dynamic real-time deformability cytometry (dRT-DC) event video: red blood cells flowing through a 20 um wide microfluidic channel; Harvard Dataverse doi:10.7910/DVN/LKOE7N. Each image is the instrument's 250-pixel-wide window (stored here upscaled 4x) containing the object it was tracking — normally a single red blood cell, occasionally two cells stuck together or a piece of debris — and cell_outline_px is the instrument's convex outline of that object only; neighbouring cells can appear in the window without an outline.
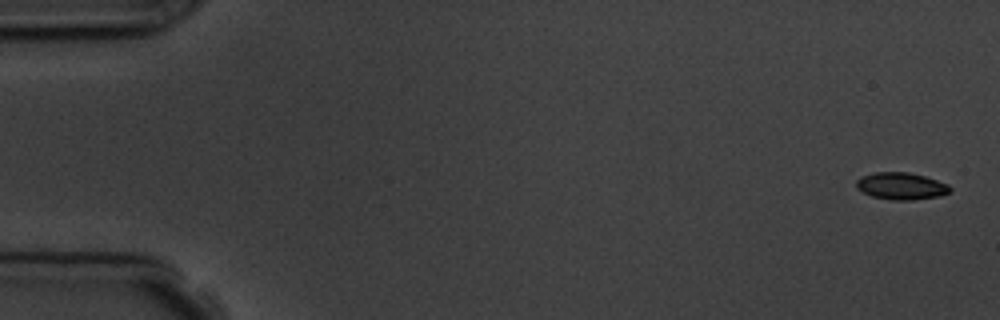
{"species": "common noctule bat (a hibernating species)", "species_latin": "Nyctalus noctula", "temperature_condition": "room temperature", "stored_images_in_passage": 5, "camera_frame_rate_fps": 3000, "um_per_image_px": 0.085, "animal": {"sex": "male", "body_mass_g": 19.5, "forearm_length_mm": 54.6}, "frame": {"image": 1, "passage_image": 1, "time_ms": 0.0, "image_size_px": [1000, 320], "cell_outline_px": [[952, 192], [940, 196], [912, 200], [892, 200], [872, 196], [856, 188], [856, 180], [860, 176], [872, 172], [908, 172], [924, 176], [948, 184], [952, 188]], "centroid_in_image_um": [76.6, 15.81], "position_along_channel_um": 8.4, "area_um2": 14.91}}
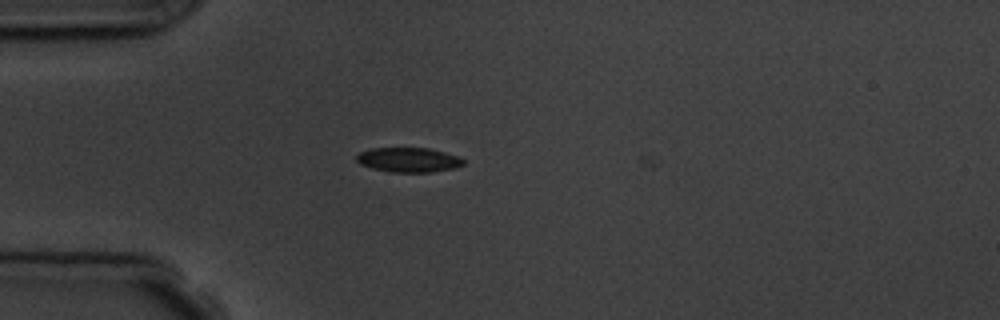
{"frame": {"image": 2, "passage_image": 5, "time_ms": 4.667, "image_size_px": [1000, 320], "cell_outline_px": [[464, 164], [456, 168], [432, 172], [388, 172], [372, 168], [360, 164], [356, 160], [356, 156], [360, 152], [372, 148], [428, 148], [444, 152], [456, 156], [464, 160]], "centroid_in_image_um": [34.71, 13.59], "position_along_channel_um": 50.3, "area_um2": 15.32}}